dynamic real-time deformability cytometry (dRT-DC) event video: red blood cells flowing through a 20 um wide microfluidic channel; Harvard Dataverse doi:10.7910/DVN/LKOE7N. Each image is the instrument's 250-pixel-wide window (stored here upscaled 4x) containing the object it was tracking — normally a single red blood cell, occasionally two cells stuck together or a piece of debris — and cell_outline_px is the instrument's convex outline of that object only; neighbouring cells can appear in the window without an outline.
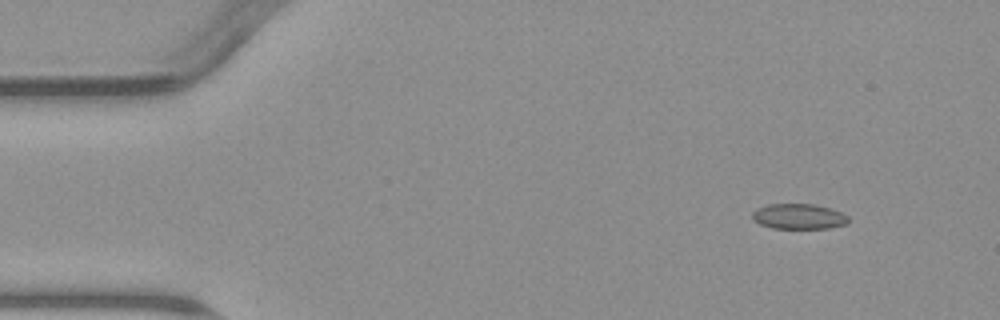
{"species": "common noctule bat (a hibernating species)", "species_latin": "Nyctalus noctula", "temperature_condition": "warm", "stored_images_in_passage": 5, "camera_frame_rate_fps": 3000, "um_per_image_px": 0.085, "animal": {"sex": "male", "body_mass_g": 23.1, "forearm_length_mm": 52.7}, "frame": {"image": 1, "passage_image": 2, "time_ms": 1.0, "image_size_px": [1000, 320], "cell_outline_px": [[848, 224], [828, 228], [772, 228], [760, 224], [752, 216], [752, 212], [768, 204], [812, 204], [828, 208], [840, 212], [848, 216]], "centroid_in_image_um": [67.91, 18.4], "position_along_channel_um": 17.1, "area_um2": 13.93}}
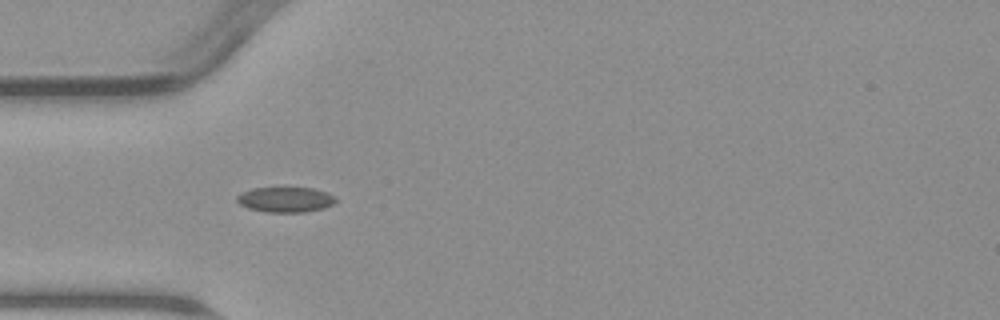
{"frame": {"image": 2, "passage_image": 5, "time_ms": 4.667, "image_size_px": [1000, 320], "cell_outline_px": [[336, 200], [332, 204], [324, 208], [304, 212], [264, 212], [248, 208], [240, 204], [236, 200], [236, 196], [240, 192], [252, 188], [312, 188], [328, 192], [336, 196]], "centroid_in_image_um": [24.25, 16.96], "position_along_channel_um": 60.8, "area_um2": 14.62}}